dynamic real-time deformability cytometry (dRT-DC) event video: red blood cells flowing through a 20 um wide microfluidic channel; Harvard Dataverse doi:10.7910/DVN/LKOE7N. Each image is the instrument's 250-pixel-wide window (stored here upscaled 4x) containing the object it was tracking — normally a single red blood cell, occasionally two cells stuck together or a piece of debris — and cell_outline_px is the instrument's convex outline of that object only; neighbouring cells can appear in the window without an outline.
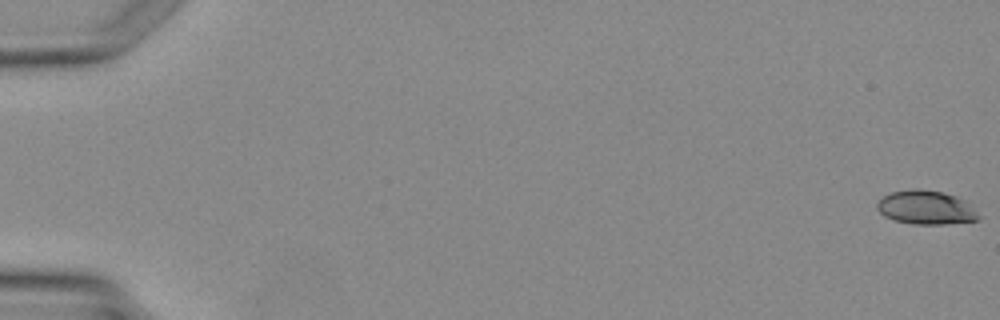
{"species": "Egyptian fruit bat (a non-hibernating species)", "species_latin": "Rousettus aegyptiacus", "temperature_condition": "warm", "stored_images_in_passage": 5, "camera_frame_rate_fps": 3000, "um_per_image_px": 0.085, "animal": {"sex": "female"}, "frame": {"image": 1, "passage_image": 1, "time_ms": 0.0, "image_size_px": [1000, 320], "cell_outline_px": [[984, 216], [980, 220], [944, 224], [912, 224], [896, 220], [884, 216], [876, 208], [876, 204], [884, 196], [892, 192], [912, 188], [920, 188], [940, 192], [956, 196], [964, 200]], "centroid_in_image_um": [78.76, 17.64], "position_along_channel_um": 6.2, "area_um2": 20.17}}